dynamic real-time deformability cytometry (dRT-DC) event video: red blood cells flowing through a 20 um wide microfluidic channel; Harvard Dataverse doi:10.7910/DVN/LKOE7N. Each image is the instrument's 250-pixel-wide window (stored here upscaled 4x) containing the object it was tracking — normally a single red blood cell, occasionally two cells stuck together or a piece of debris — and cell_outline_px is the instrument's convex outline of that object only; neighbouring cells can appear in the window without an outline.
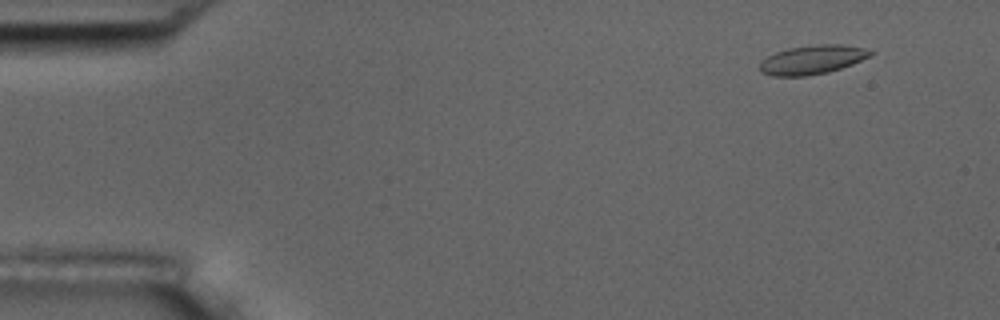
{"species": "common noctule bat (a hibernating species)", "species_latin": "Nyctalus noctula", "temperature_condition": "room temperature", "stored_images_in_passage": 6, "camera_frame_rate_fps": 3000, "um_per_image_px": 0.085, "animal": {"sex": "male", "body_mass_g": 17.5, "forearm_length_mm": 52.3}, "frame": {"image": 1, "passage_image": 1, "time_ms": 0.0, "image_size_px": [1000, 320], "cell_outline_px": [[876, 52], [872, 56], [852, 64], [828, 72], [808, 76], [772, 76], [760, 72], [760, 64], [768, 56], [776, 52], [788, 48], [812, 44], [844, 44], [864, 48]], "centroid_in_image_um": [69.08, 5.06], "position_along_channel_um": 15.9, "area_um2": 18.84}}
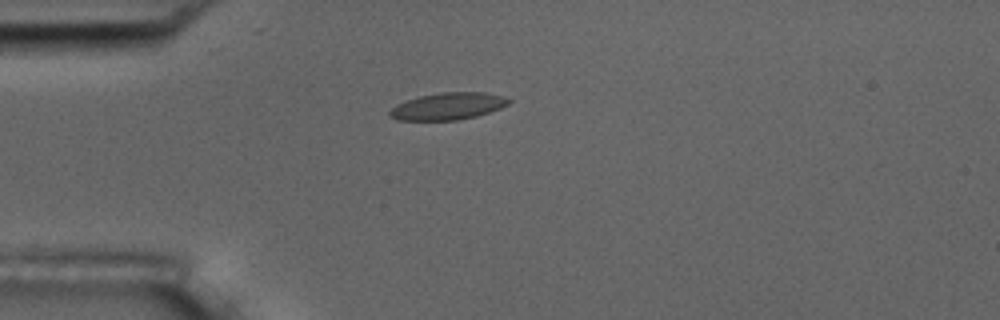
{"frame": {"image": 2, "passage_image": 4, "time_ms": 3.333, "image_size_px": [1000, 320], "cell_outline_px": [[512, 100], [508, 104], [500, 108], [476, 116], [456, 120], [396, 120], [388, 116], [388, 112], [396, 104], [420, 96], [440, 92], [484, 92], [504, 96]], "centroid_in_image_um": [38.06, 9.02], "position_along_channel_um": 46.9, "area_um2": 18.73}}
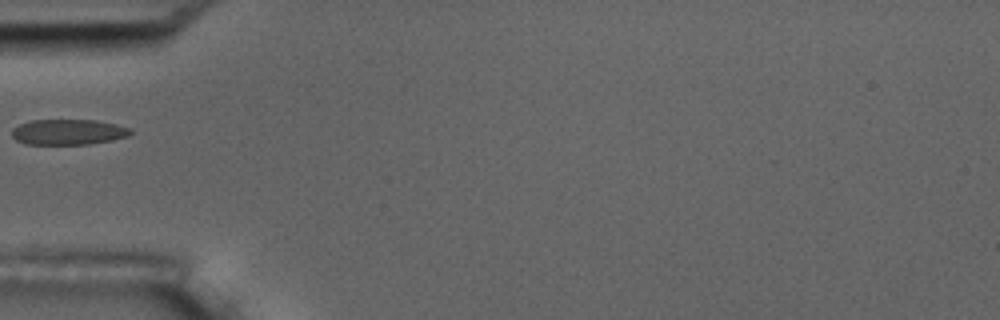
{"frame": {"image": 3, "passage_image": 5, "time_ms": 4.667, "image_size_px": [1000, 320], "cell_outline_px": [[132, 132], [128, 136], [112, 140], [88, 144], [24, 144], [16, 140], [12, 136], [12, 128], [20, 124], [32, 120], [96, 120], [116, 124], [132, 128]], "centroid_in_image_um": [5.81, 11.22], "position_along_channel_um": 79.2, "area_um2": 17.69}}